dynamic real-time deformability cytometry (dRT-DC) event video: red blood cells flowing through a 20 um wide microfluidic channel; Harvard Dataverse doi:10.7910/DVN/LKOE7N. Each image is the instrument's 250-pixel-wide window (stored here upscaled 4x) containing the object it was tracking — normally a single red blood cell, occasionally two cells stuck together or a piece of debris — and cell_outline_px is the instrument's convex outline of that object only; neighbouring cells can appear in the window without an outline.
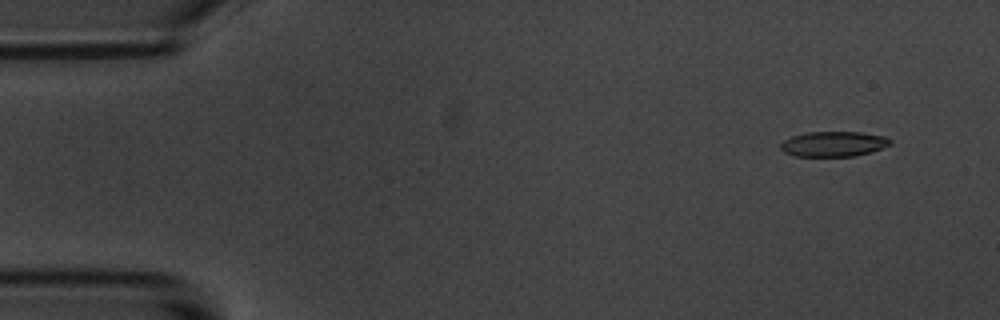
{"species": "common noctule bat (a hibernating species)", "species_latin": "Nyctalus noctula", "temperature_condition": "room temperature", "stored_images_in_passage": 5, "camera_frame_rate_fps": 3000, "um_per_image_px": 0.085, "animal": {"sex": "male", "body_mass_g": 20.1, "forearm_length_mm": 53.5}, "frame": {"image": 1, "passage_image": 2, "time_ms": 1.0, "image_size_px": [1000, 320], "cell_outline_px": [[892, 144], [872, 152], [856, 156], [796, 156], [784, 152], [780, 148], [780, 144], [784, 140], [792, 136], [808, 132], [860, 132], [884, 136], [892, 140]], "centroid_in_image_um": [70.87, 12.24], "position_along_channel_um": 14.1, "area_um2": 16.13}}
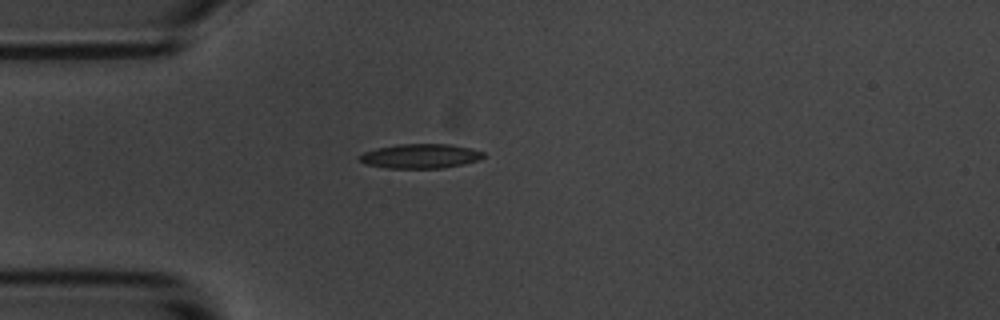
{"frame": {"image": 2, "passage_image": 5, "time_ms": 4.667, "image_size_px": [1000, 320], "cell_outline_px": [[484, 156], [480, 160], [464, 164], [444, 168], [388, 168], [364, 164], [356, 156], [364, 152], [376, 148], [396, 144], [448, 144], [468, 148], [484, 152]], "centroid_in_image_um": [35.7, 13.27], "position_along_channel_um": 49.3, "area_um2": 17.74}}